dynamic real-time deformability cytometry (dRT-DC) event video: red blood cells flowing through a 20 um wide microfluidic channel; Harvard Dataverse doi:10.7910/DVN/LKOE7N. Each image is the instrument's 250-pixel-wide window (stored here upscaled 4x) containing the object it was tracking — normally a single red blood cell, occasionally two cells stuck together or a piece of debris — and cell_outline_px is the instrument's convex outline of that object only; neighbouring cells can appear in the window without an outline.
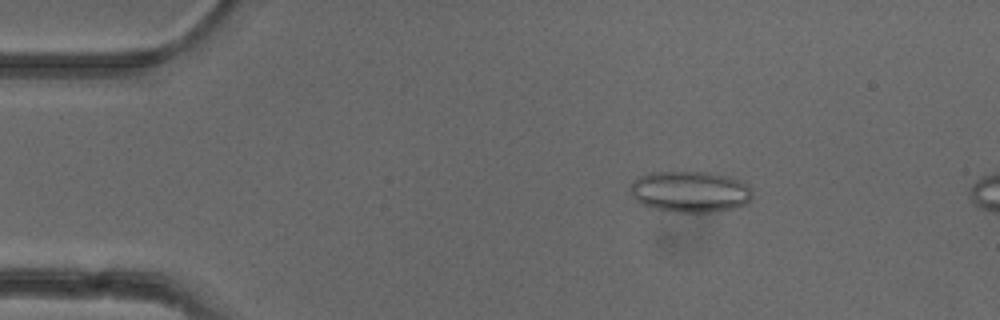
{"species": "common noctule bat (a hibernating species)", "species_latin": "Nyctalus noctula", "temperature_condition": "cold", "stored_images_in_passage": 13, "camera_frame_rate_fps": 3000, "um_per_image_px": 0.085, "animal": {"sex": "female"}, "frame": {"image": 1, "passage_image": 8, "time_ms": 2.333, "image_size_px": [1000, 320], "cell_outline_px": [[752, 196], [744, 204], [736, 208], [712, 212], [676, 212], [652, 208], [640, 204], [632, 196], [628, 188], [632, 180], [648, 172], [708, 172], [728, 176], [748, 184], [752, 188]], "centroid_in_image_um": [58.62, 16.29], "position_along_channel_um": 26.4, "area_um2": 29.65}}